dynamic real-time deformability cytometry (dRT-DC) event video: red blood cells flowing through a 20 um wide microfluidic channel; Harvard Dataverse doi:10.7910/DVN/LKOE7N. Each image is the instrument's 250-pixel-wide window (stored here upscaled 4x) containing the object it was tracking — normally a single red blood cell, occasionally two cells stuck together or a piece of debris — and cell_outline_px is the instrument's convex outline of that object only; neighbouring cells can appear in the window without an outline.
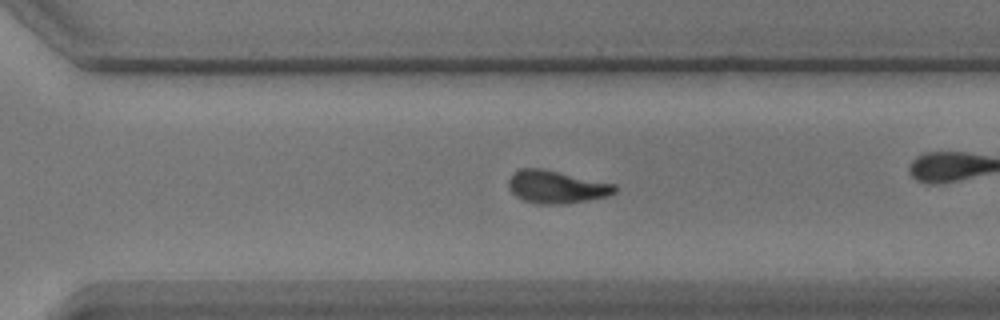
{"species": "common noctule bat (a hibernating species)", "species_latin": "Nyctalus noctula", "temperature_condition": "warm", "stored_images_in_passage": 25, "camera_frame_rate_fps": 3000, "um_per_image_px": 0.085, "animal": {"sex": "male", "body_mass_g": 17.9}, "frame": {"image": 1, "passage_image": 18, "time_ms": 5.667, "image_size_px": [1000, 320], "cell_outline_px": [[616, 192], [608, 196], [560, 204], [540, 204], [524, 200], [516, 196], [508, 188], [508, 180], [520, 168], [540, 168], [616, 184]], "centroid_in_image_um": [47.29, 15.88], "position_along_channel_um": 323.3, "area_um2": 19.94}}
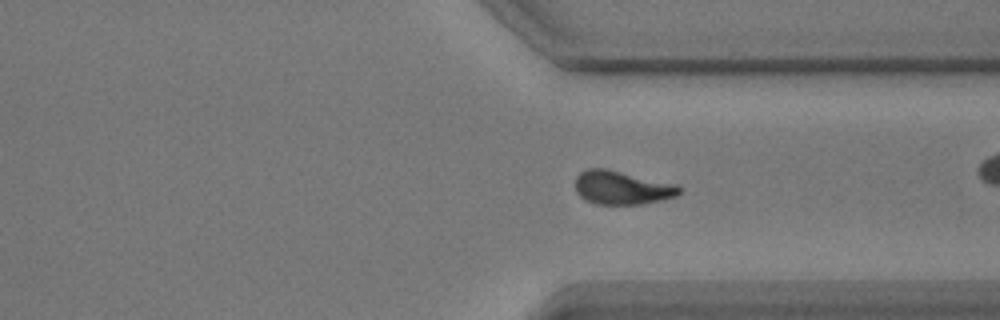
{"frame": {"image": 2, "passage_image": 21, "time_ms": 6.667, "image_size_px": [1000, 320], "cell_outline_px": [[680, 192], [676, 196], [644, 204], [596, 204], [584, 200], [576, 192], [576, 176], [584, 168], [608, 168], [676, 184], [680, 188]], "centroid_in_image_um": [52.83, 15.94], "position_along_channel_um": 358.6, "area_um2": 20.52}}